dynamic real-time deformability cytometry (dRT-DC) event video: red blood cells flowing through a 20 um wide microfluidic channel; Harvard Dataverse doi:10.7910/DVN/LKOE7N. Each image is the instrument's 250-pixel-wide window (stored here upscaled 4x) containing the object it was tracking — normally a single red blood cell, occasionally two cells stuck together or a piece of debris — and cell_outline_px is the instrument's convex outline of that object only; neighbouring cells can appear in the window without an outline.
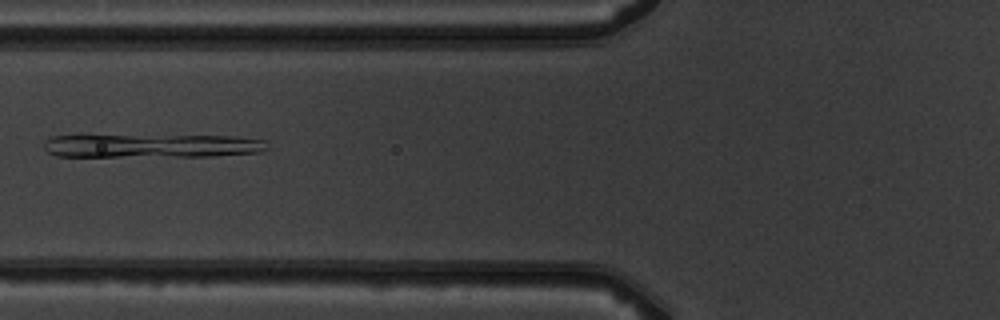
{"species": "common noctule bat (a hibernating species)", "species_latin": "Nyctalus noctula", "temperature_condition": "warm", "stored_images_in_passage": 3, "camera_frame_rate_fps": 3000, "um_per_image_px": 0.085, "animal": {"sex": "male", "body_mass_g": 19.5, "forearm_length_mm": 54.6}, "frame": {"image": 1, "passage_image": 3, "time_ms": 2.333, "image_size_px": [1000, 320], "cell_outline_px": [[268, 148], [260, 152], [212, 156], [56, 156], [48, 152], [44, 148], [44, 140], [52, 136], [236, 136], [264, 140]], "centroid_in_image_um": [12.92, 12.4], "position_along_channel_um": 112.9, "area_um2": 30.29}}